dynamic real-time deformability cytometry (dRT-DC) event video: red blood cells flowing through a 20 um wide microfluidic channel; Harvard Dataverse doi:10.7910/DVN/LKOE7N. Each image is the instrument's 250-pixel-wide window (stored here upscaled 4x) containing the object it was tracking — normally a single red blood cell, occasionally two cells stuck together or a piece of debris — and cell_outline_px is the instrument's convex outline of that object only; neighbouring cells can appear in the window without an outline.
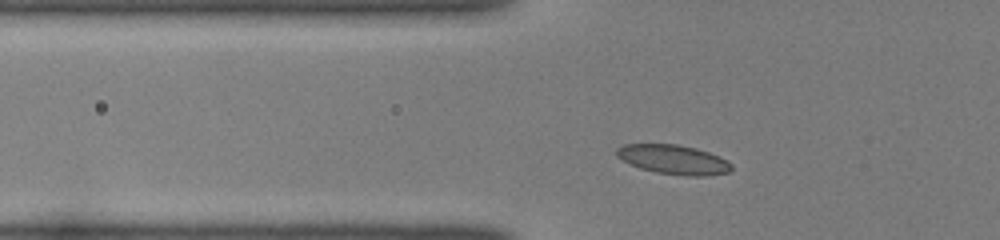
{"species": "common noctule bat (a hibernating species)", "species_latin": "Nyctalus noctula", "temperature_condition": "room temperature", "stored_images_in_passage": 37, "camera_frame_rate_fps": 3000, "um_per_image_px": 0.085, "animal": {"sex": "female", "body_mass_g": 22.0, "forearm_length_mm": 56.7}, "frame": {"image": 1, "passage_image": 3, "time_ms": 0.667, "image_size_px": [1000, 240], "cell_outline_px": [[732, 168], [728, 172], [704, 176], [684, 176], [656, 172], [640, 168], [628, 164], [616, 156], [616, 148], [624, 144], [676, 144], [696, 148], [708, 152], [732, 164]], "centroid_in_image_um": [57.18, 13.56], "position_along_channel_um": 68.6, "area_um2": 19.59}}
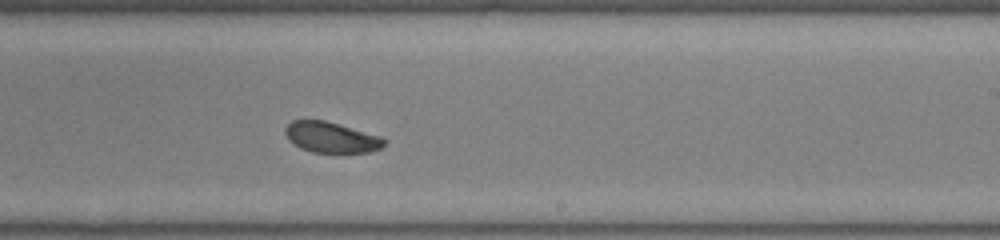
{"frame": {"image": 2, "passage_image": 18, "time_ms": 5.667, "image_size_px": [1000, 240], "cell_outline_px": [[388, 140], [380, 148], [372, 152], [312, 152], [300, 148], [288, 140], [284, 132], [284, 128], [292, 120], [324, 120], [380, 136]], "centroid_in_image_um": [28.13, 11.67], "position_along_channel_um": 260.9, "area_um2": 17.63}}
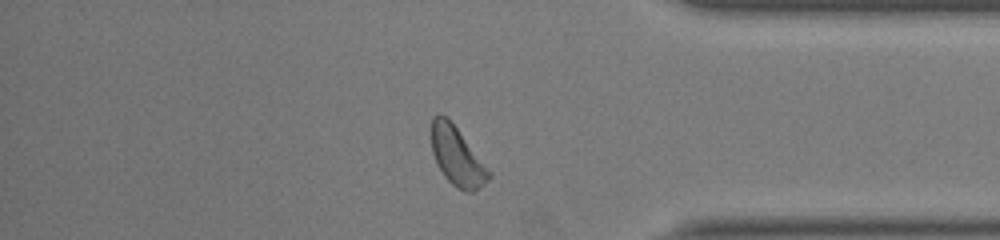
{"frame": {"image": 3, "passage_image": 29, "time_ms": 9.333, "image_size_px": [1000, 240], "cell_outline_px": [[492, 176], [484, 184], [472, 192], [464, 192], [452, 184], [444, 176], [432, 152], [432, 116], [444, 116], [456, 128], [492, 172]], "centroid_in_image_um": [38.88, 13.35], "position_along_channel_um": 396.3, "area_um2": 19.07}}